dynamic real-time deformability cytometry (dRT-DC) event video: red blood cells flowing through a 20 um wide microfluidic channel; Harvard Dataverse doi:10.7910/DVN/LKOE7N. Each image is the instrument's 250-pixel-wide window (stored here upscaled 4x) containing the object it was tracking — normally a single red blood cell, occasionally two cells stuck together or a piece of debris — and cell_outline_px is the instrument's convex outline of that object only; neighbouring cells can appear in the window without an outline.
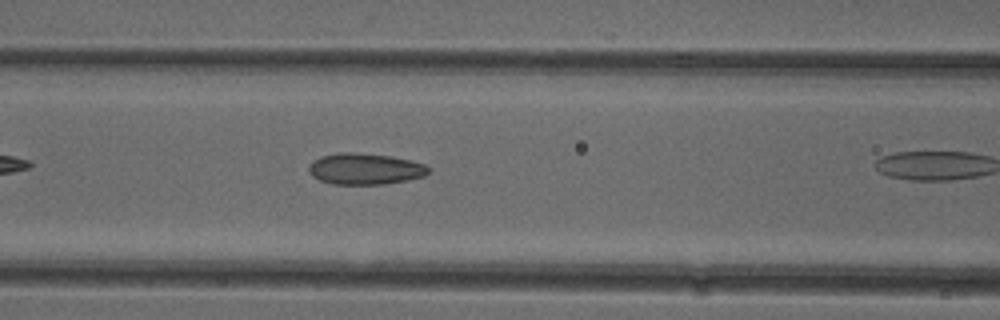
{"species": "common noctule bat (a hibernating species)", "species_latin": "Nyctalus noctula", "temperature_condition": "cold", "stored_images_in_passage": 17, "camera_frame_rate_fps": 3000, "um_per_image_px": 0.085, "animal": {"sex": "female"}, "frame": {"image": 1, "passage_image": 10, "time_ms": 3.0, "image_size_px": [1000, 320], "cell_outline_px": [[428, 172], [424, 176], [408, 180], [384, 184], [336, 184], [320, 180], [312, 176], [308, 172], [308, 168], [312, 160], [320, 156], [340, 152], [352, 152], [388, 156], [412, 160], [424, 164], [428, 168]], "centroid_in_image_um": [31.0, 14.35], "position_along_channel_um": 135.6, "area_um2": 21.73}}